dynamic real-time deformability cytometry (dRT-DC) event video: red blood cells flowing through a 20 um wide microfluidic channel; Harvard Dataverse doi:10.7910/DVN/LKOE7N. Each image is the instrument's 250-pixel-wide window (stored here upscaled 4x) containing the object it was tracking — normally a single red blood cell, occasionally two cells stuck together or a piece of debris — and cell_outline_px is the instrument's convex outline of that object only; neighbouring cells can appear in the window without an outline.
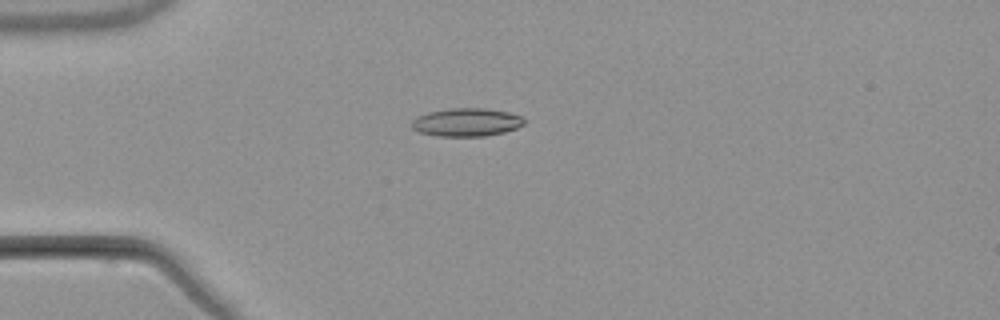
{"species": "common noctule bat (a hibernating species)", "species_latin": "Nyctalus noctula", "temperature_condition": "warm", "stored_images_in_passage": 6, "camera_frame_rate_fps": 3000, "um_per_image_px": 0.085, "animal": {"sex": "male", "body_mass_g": 21.5, "forearm_length_mm": 52.0}, "frame": {"image": 1, "passage_image": 4, "time_ms": 3.667, "image_size_px": [1000, 320], "cell_outline_px": [[524, 124], [516, 128], [504, 132], [484, 136], [436, 136], [420, 132], [412, 128], [412, 120], [416, 116], [428, 112], [448, 108], [488, 108], [508, 112], [524, 116]], "centroid_in_image_um": [39.66, 10.38], "position_along_channel_um": 45.3, "area_um2": 18.61}}
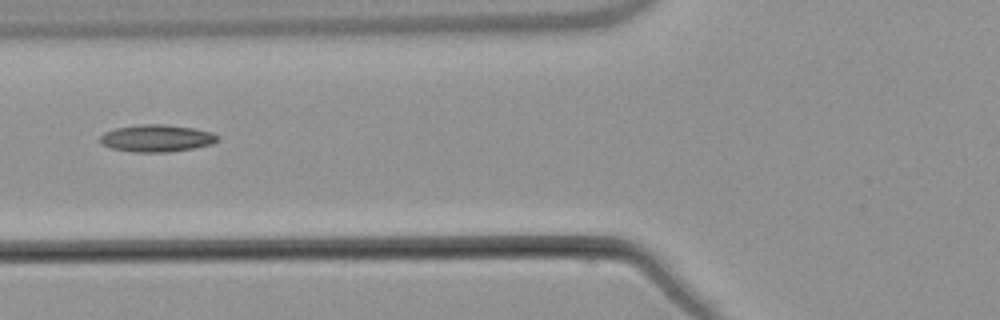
{"frame": {"image": 2, "passage_image": 6, "time_ms": 6.0, "image_size_px": [1000, 320], "cell_outline_px": [[220, 140], [212, 144], [192, 148], [168, 152], [136, 152], [108, 148], [100, 144], [100, 136], [104, 132], [116, 128], [140, 124], [164, 124], [192, 128], [212, 132], [220, 136]], "centroid_in_image_um": [13.31, 11.75], "position_along_channel_um": 112.5, "area_um2": 18.73}}